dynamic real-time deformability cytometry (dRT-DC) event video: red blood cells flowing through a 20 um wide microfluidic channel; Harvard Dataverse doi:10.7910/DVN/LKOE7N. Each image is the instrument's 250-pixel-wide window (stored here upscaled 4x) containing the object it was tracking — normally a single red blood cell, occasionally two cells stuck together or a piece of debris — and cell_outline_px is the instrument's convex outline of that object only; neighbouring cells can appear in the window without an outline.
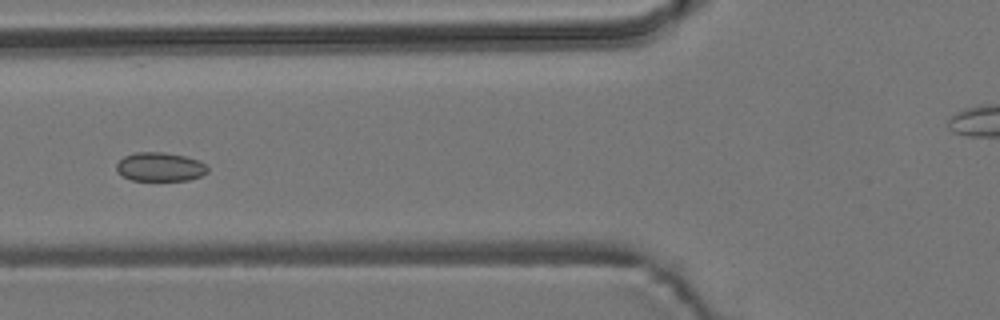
{"species": "common noctule bat (a hibernating species)", "species_latin": "Nyctalus noctula", "temperature_condition": "room temperature", "stored_images_in_passage": 7, "camera_frame_rate_fps": 3000, "um_per_image_px": 0.085, "animal": {"sex": "male", "body_mass_g": 19.2, "forearm_length_mm": 51.8}, "frame": {"image": 1, "passage_image": 5, "time_ms": 1.333, "image_size_px": [1000, 320], "cell_outline_px": [[208, 172], [200, 176], [188, 180], [132, 180], [120, 176], [116, 172], [116, 164], [124, 156], [136, 152], [164, 152], [184, 156], [200, 160], [208, 168]], "centroid_in_image_um": [13.57, 14.18], "position_along_channel_um": 112.2, "area_um2": 15.43}}
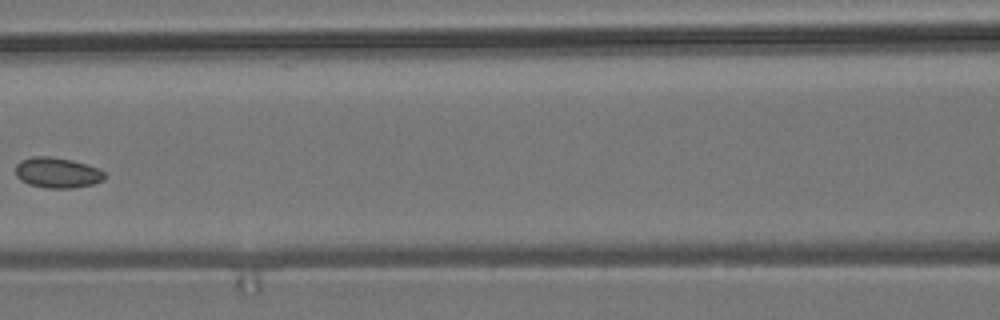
{"frame": {"image": 2, "passage_image": 6, "time_ms": 1.667, "image_size_px": [1000, 320], "cell_outline_px": [[104, 180], [92, 184], [72, 188], [48, 188], [28, 184], [20, 180], [16, 176], [16, 164], [20, 160], [32, 156], [48, 156], [72, 160], [100, 168], [104, 172]], "centroid_in_image_um": [4.85, 14.67], "position_along_channel_um": 161.7, "area_um2": 15.9}}
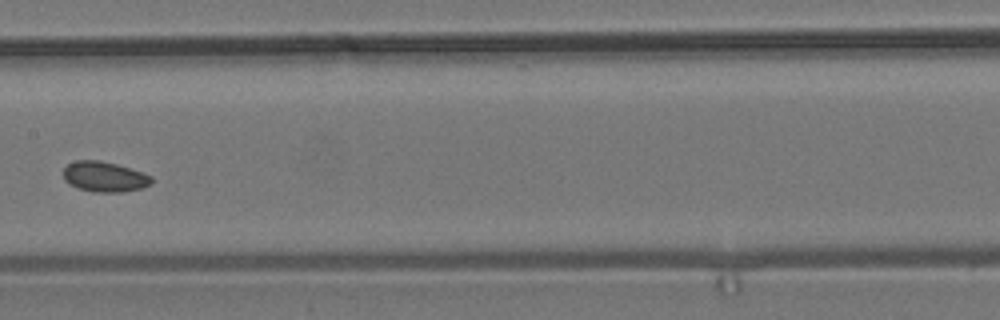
{"frame": {"image": 3, "passage_image": 7, "time_ms": 2.0, "image_size_px": [1000, 320], "cell_outline_px": [[152, 184], [140, 188], [124, 192], [96, 192], [76, 188], [68, 184], [64, 180], [64, 168], [68, 164], [76, 160], [100, 160], [116, 164], [152, 176]], "centroid_in_image_um": [8.85, 15.03], "position_along_channel_um": 198.5, "area_um2": 15.55}}